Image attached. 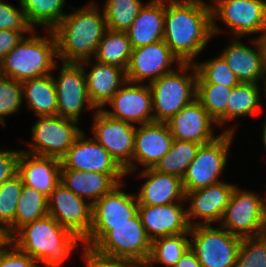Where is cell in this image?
<instances>
[{
	"label": "cell",
	"instance_id": "cell-1",
	"mask_svg": "<svg viewBox=\"0 0 266 267\" xmlns=\"http://www.w3.org/2000/svg\"><path fill=\"white\" fill-rule=\"evenodd\" d=\"M212 38L211 7L194 0H165L163 40L182 63H194Z\"/></svg>",
	"mask_w": 266,
	"mask_h": 267
},
{
	"label": "cell",
	"instance_id": "cell-2",
	"mask_svg": "<svg viewBox=\"0 0 266 267\" xmlns=\"http://www.w3.org/2000/svg\"><path fill=\"white\" fill-rule=\"evenodd\" d=\"M71 9L52 31L59 62L80 63L93 58L107 24L103 9L94 0Z\"/></svg>",
	"mask_w": 266,
	"mask_h": 267
},
{
	"label": "cell",
	"instance_id": "cell-3",
	"mask_svg": "<svg viewBox=\"0 0 266 267\" xmlns=\"http://www.w3.org/2000/svg\"><path fill=\"white\" fill-rule=\"evenodd\" d=\"M9 241L40 262L42 267H61L76 248L84 247L83 240L77 234L60 225L50 215L20 227Z\"/></svg>",
	"mask_w": 266,
	"mask_h": 267
},
{
	"label": "cell",
	"instance_id": "cell-4",
	"mask_svg": "<svg viewBox=\"0 0 266 267\" xmlns=\"http://www.w3.org/2000/svg\"><path fill=\"white\" fill-rule=\"evenodd\" d=\"M84 246L97 254L143 266L150 255L152 240L139 214L121 224H92Z\"/></svg>",
	"mask_w": 266,
	"mask_h": 267
},
{
	"label": "cell",
	"instance_id": "cell-5",
	"mask_svg": "<svg viewBox=\"0 0 266 267\" xmlns=\"http://www.w3.org/2000/svg\"><path fill=\"white\" fill-rule=\"evenodd\" d=\"M43 33L31 30L25 35L0 61V75L22 82L51 74L58 61L57 41L53 31Z\"/></svg>",
	"mask_w": 266,
	"mask_h": 267
},
{
	"label": "cell",
	"instance_id": "cell-6",
	"mask_svg": "<svg viewBox=\"0 0 266 267\" xmlns=\"http://www.w3.org/2000/svg\"><path fill=\"white\" fill-rule=\"evenodd\" d=\"M196 81L195 64L183 63L175 71L149 83L152 93L153 121L167 122L191 103L196 98Z\"/></svg>",
	"mask_w": 266,
	"mask_h": 267
},
{
	"label": "cell",
	"instance_id": "cell-7",
	"mask_svg": "<svg viewBox=\"0 0 266 267\" xmlns=\"http://www.w3.org/2000/svg\"><path fill=\"white\" fill-rule=\"evenodd\" d=\"M211 19L214 37L228 30L231 37L255 34L261 39L266 31V0H218L211 6ZM217 20L227 29L223 30Z\"/></svg>",
	"mask_w": 266,
	"mask_h": 267
},
{
	"label": "cell",
	"instance_id": "cell-8",
	"mask_svg": "<svg viewBox=\"0 0 266 267\" xmlns=\"http://www.w3.org/2000/svg\"><path fill=\"white\" fill-rule=\"evenodd\" d=\"M235 134L222 132L212 142L200 146L196 157L182 178L185 192L205 188L223 181L221 178L227 168L228 154L233 146Z\"/></svg>",
	"mask_w": 266,
	"mask_h": 267
},
{
	"label": "cell",
	"instance_id": "cell-9",
	"mask_svg": "<svg viewBox=\"0 0 266 267\" xmlns=\"http://www.w3.org/2000/svg\"><path fill=\"white\" fill-rule=\"evenodd\" d=\"M234 188L230 202L227 204L219 223L231 234L244 237H258L264 234L266 214V194Z\"/></svg>",
	"mask_w": 266,
	"mask_h": 267
},
{
	"label": "cell",
	"instance_id": "cell-10",
	"mask_svg": "<svg viewBox=\"0 0 266 267\" xmlns=\"http://www.w3.org/2000/svg\"><path fill=\"white\" fill-rule=\"evenodd\" d=\"M36 119L31 126V141H25L30 148L21 149L32 155L61 160L83 131L79 122L58 115Z\"/></svg>",
	"mask_w": 266,
	"mask_h": 267
},
{
	"label": "cell",
	"instance_id": "cell-11",
	"mask_svg": "<svg viewBox=\"0 0 266 267\" xmlns=\"http://www.w3.org/2000/svg\"><path fill=\"white\" fill-rule=\"evenodd\" d=\"M241 241L219 224L190 229V248L202 267H234Z\"/></svg>",
	"mask_w": 266,
	"mask_h": 267
},
{
	"label": "cell",
	"instance_id": "cell-12",
	"mask_svg": "<svg viewBox=\"0 0 266 267\" xmlns=\"http://www.w3.org/2000/svg\"><path fill=\"white\" fill-rule=\"evenodd\" d=\"M60 63L55 64L51 73L56 87L58 116L80 123L82 113L86 109V111H91L92 114L97 109L89 100L82 64L75 62ZM57 69L60 70L58 76H55L54 71H57Z\"/></svg>",
	"mask_w": 266,
	"mask_h": 267
},
{
	"label": "cell",
	"instance_id": "cell-13",
	"mask_svg": "<svg viewBox=\"0 0 266 267\" xmlns=\"http://www.w3.org/2000/svg\"><path fill=\"white\" fill-rule=\"evenodd\" d=\"M91 136L125 170L132 163L137 125L106 114L102 109L93 113Z\"/></svg>",
	"mask_w": 266,
	"mask_h": 267
},
{
	"label": "cell",
	"instance_id": "cell-14",
	"mask_svg": "<svg viewBox=\"0 0 266 267\" xmlns=\"http://www.w3.org/2000/svg\"><path fill=\"white\" fill-rule=\"evenodd\" d=\"M182 64L164 40H161L132 49L126 79L132 83L149 84L175 71Z\"/></svg>",
	"mask_w": 266,
	"mask_h": 267
},
{
	"label": "cell",
	"instance_id": "cell-15",
	"mask_svg": "<svg viewBox=\"0 0 266 267\" xmlns=\"http://www.w3.org/2000/svg\"><path fill=\"white\" fill-rule=\"evenodd\" d=\"M48 215L84 240L92 226V204L61 182L47 197Z\"/></svg>",
	"mask_w": 266,
	"mask_h": 267
},
{
	"label": "cell",
	"instance_id": "cell-16",
	"mask_svg": "<svg viewBox=\"0 0 266 267\" xmlns=\"http://www.w3.org/2000/svg\"><path fill=\"white\" fill-rule=\"evenodd\" d=\"M236 186L235 183L222 181L205 188L185 192L190 226L219 224Z\"/></svg>",
	"mask_w": 266,
	"mask_h": 267
},
{
	"label": "cell",
	"instance_id": "cell-17",
	"mask_svg": "<svg viewBox=\"0 0 266 267\" xmlns=\"http://www.w3.org/2000/svg\"><path fill=\"white\" fill-rule=\"evenodd\" d=\"M173 140L166 122L138 125L134 136L132 163L125 169L127 176H132L135 171L154 168L169 152Z\"/></svg>",
	"mask_w": 266,
	"mask_h": 267
},
{
	"label": "cell",
	"instance_id": "cell-18",
	"mask_svg": "<svg viewBox=\"0 0 266 267\" xmlns=\"http://www.w3.org/2000/svg\"><path fill=\"white\" fill-rule=\"evenodd\" d=\"M102 110L113 118L137 126L154 122L152 93L148 84L126 81Z\"/></svg>",
	"mask_w": 266,
	"mask_h": 267
},
{
	"label": "cell",
	"instance_id": "cell-19",
	"mask_svg": "<svg viewBox=\"0 0 266 267\" xmlns=\"http://www.w3.org/2000/svg\"><path fill=\"white\" fill-rule=\"evenodd\" d=\"M246 45L239 37H231L219 54L234 72L239 82L260 84L266 79L265 49L261 39L251 37Z\"/></svg>",
	"mask_w": 266,
	"mask_h": 267
},
{
	"label": "cell",
	"instance_id": "cell-20",
	"mask_svg": "<svg viewBox=\"0 0 266 267\" xmlns=\"http://www.w3.org/2000/svg\"><path fill=\"white\" fill-rule=\"evenodd\" d=\"M65 169L97 172L108 175H127L125 170L85 130L76 138L67 154L61 159Z\"/></svg>",
	"mask_w": 266,
	"mask_h": 267
},
{
	"label": "cell",
	"instance_id": "cell-21",
	"mask_svg": "<svg viewBox=\"0 0 266 267\" xmlns=\"http://www.w3.org/2000/svg\"><path fill=\"white\" fill-rule=\"evenodd\" d=\"M166 124L174 139L191 141L201 145L215 140L219 134H215V120L203 108L195 98L191 103L172 116Z\"/></svg>",
	"mask_w": 266,
	"mask_h": 267
},
{
	"label": "cell",
	"instance_id": "cell-22",
	"mask_svg": "<svg viewBox=\"0 0 266 267\" xmlns=\"http://www.w3.org/2000/svg\"><path fill=\"white\" fill-rule=\"evenodd\" d=\"M138 214L152 241L160 237L190 233L191 226L185 202L156 206L138 205Z\"/></svg>",
	"mask_w": 266,
	"mask_h": 267
},
{
	"label": "cell",
	"instance_id": "cell-23",
	"mask_svg": "<svg viewBox=\"0 0 266 267\" xmlns=\"http://www.w3.org/2000/svg\"><path fill=\"white\" fill-rule=\"evenodd\" d=\"M137 172V177L145 179L135 192L138 205H166L175 202H185V191L182 179L175 175L161 173L154 168Z\"/></svg>",
	"mask_w": 266,
	"mask_h": 267
},
{
	"label": "cell",
	"instance_id": "cell-24",
	"mask_svg": "<svg viewBox=\"0 0 266 267\" xmlns=\"http://www.w3.org/2000/svg\"><path fill=\"white\" fill-rule=\"evenodd\" d=\"M80 63L85 73L89 100L96 109H102L127 81L126 71L93 58Z\"/></svg>",
	"mask_w": 266,
	"mask_h": 267
},
{
	"label": "cell",
	"instance_id": "cell-25",
	"mask_svg": "<svg viewBox=\"0 0 266 267\" xmlns=\"http://www.w3.org/2000/svg\"><path fill=\"white\" fill-rule=\"evenodd\" d=\"M18 175L24 185L35 188L48 197L61 182V160L36 156L21 150Z\"/></svg>",
	"mask_w": 266,
	"mask_h": 267
},
{
	"label": "cell",
	"instance_id": "cell-26",
	"mask_svg": "<svg viewBox=\"0 0 266 267\" xmlns=\"http://www.w3.org/2000/svg\"><path fill=\"white\" fill-rule=\"evenodd\" d=\"M126 176L70 170L61 165V183L92 205L105 194L111 192L117 185L124 182Z\"/></svg>",
	"mask_w": 266,
	"mask_h": 267
},
{
	"label": "cell",
	"instance_id": "cell-27",
	"mask_svg": "<svg viewBox=\"0 0 266 267\" xmlns=\"http://www.w3.org/2000/svg\"><path fill=\"white\" fill-rule=\"evenodd\" d=\"M125 185L120 183L92 205V224L127 223L138 214L135 193L126 192Z\"/></svg>",
	"mask_w": 266,
	"mask_h": 267
},
{
	"label": "cell",
	"instance_id": "cell-28",
	"mask_svg": "<svg viewBox=\"0 0 266 267\" xmlns=\"http://www.w3.org/2000/svg\"><path fill=\"white\" fill-rule=\"evenodd\" d=\"M165 0H149L126 31L131 47L139 48L164 39Z\"/></svg>",
	"mask_w": 266,
	"mask_h": 267
},
{
	"label": "cell",
	"instance_id": "cell-29",
	"mask_svg": "<svg viewBox=\"0 0 266 267\" xmlns=\"http://www.w3.org/2000/svg\"><path fill=\"white\" fill-rule=\"evenodd\" d=\"M23 103L36 117L57 116V94L52 74L21 82Z\"/></svg>",
	"mask_w": 266,
	"mask_h": 267
},
{
	"label": "cell",
	"instance_id": "cell-30",
	"mask_svg": "<svg viewBox=\"0 0 266 267\" xmlns=\"http://www.w3.org/2000/svg\"><path fill=\"white\" fill-rule=\"evenodd\" d=\"M260 84L240 82L232 88L226 106V125L236 122L239 118H252L260 113L262 103V89Z\"/></svg>",
	"mask_w": 266,
	"mask_h": 267
},
{
	"label": "cell",
	"instance_id": "cell-31",
	"mask_svg": "<svg viewBox=\"0 0 266 267\" xmlns=\"http://www.w3.org/2000/svg\"><path fill=\"white\" fill-rule=\"evenodd\" d=\"M231 93V87L214 83H196V99L215 120L217 127H222V132L236 133V124L226 127V106Z\"/></svg>",
	"mask_w": 266,
	"mask_h": 267
},
{
	"label": "cell",
	"instance_id": "cell-32",
	"mask_svg": "<svg viewBox=\"0 0 266 267\" xmlns=\"http://www.w3.org/2000/svg\"><path fill=\"white\" fill-rule=\"evenodd\" d=\"M28 25L37 30H53L67 14L64 7L66 0H20Z\"/></svg>",
	"mask_w": 266,
	"mask_h": 267
},
{
	"label": "cell",
	"instance_id": "cell-33",
	"mask_svg": "<svg viewBox=\"0 0 266 267\" xmlns=\"http://www.w3.org/2000/svg\"><path fill=\"white\" fill-rule=\"evenodd\" d=\"M48 215L47 197L24 185L18 199L15 220L4 230L9 239L20 227Z\"/></svg>",
	"mask_w": 266,
	"mask_h": 267
},
{
	"label": "cell",
	"instance_id": "cell-34",
	"mask_svg": "<svg viewBox=\"0 0 266 267\" xmlns=\"http://www.w3.org/2000/svg\"><path fill=\"white\" fill-rule=\"evenodd\" d=\"M131 53L132 47L127 32L107 29L97 46L93 59L126 71Z\"/></svg>",
	"mask_w": 266,
	"mask_h": 267
},
{
	"label": "cell",
	"instance_id": "cell-35",
	"mask_svg": "<svg viewBox=\"0 0 266 267\" xmlns=\"http://www.w3.org/2000/svg\"><path fill=\"white\" fill-rule=\"evenodd\" d=\"M189 248L190 233L154 239L149 258L143 266L154 267L155 264H161L165 267H174Z\"/></svg>",
	"mask_w": 266,
	"mask_h": 267
},
{
	"label": "cell",
	"instance_id": "cell-36",
	"mask_svg": "<svg viewBox=\"0 0 266 267\" xmlns=\"http://www.w3.org/2000/svg\"><path fill=\"white\" fill-rule=\"evenodd\" d=\"M201 144L174 139L169 152L157 163L155 170L171 174L180 179L194 160Z\"/></svg>",
	"mask_w": 266,
	"mask_h": 267
},
{
	"label": "cell",
	"instance_id": "cell-37",
	"mask_svg": "<svg viewBox=\"0 0 266 267\" xmlns=\"http://www.w3.org/2000/svg\"><path fill=\"white\" fill-rule=\"evenodd\" d=\"M144 4L142 0H105L101 7L107 29L126 32Z\"/></svg>",
	"mask_w": 266,
	"mask_h": 267
},
{
	"label": "cell",
	"instance_id": "cell-38",
	"mask_svg": "<svg viewBox=\"0 0 266 267\" xmlns=\"http://www.w3.org/2000/svg\"><path fill=\"white\" fill-rule=\"evenodd\" d=\"M194 64L197 69L196 83H214L231 88L240 83L218 52L215 57L205 61H195Z\"/></svg>",
	"mask_w": 266,
	"mask_h": 267
},
{
	"label": "cell",
	"instance_id": "cell-39",
	"mask_svg": "<svg viewBox=\"0 0 266 267\" xmlns=\"http://www.w3.org/2000/svg\"><path fill=\"white\" fill-rule=\"evenodd\" d=\"M23 105V87L20 81L0 75V125L7 126L5 117L20 112Z\"/></svg>",
	"mask_w": 266,
	"mask_h": 267
},
{
	"label": "cell",
	"instance_id": "cell-40",
	"mask_svg": "<svg viewBox=\"0 0 266 267\" xmlns=\"http://www.w3.org/2000/svg\"><path fill=\"white\" fill-rule=\"evenodd\" d=\"M24 184L17 174L0 186V227L5 230L14 220Z\"/></svg>",
	"mask_w": 266,
	"mask_h": 267
},
{
	"label": "cell",
	"instance_id": "cell-41",
	"mask_svg": "<svg viewBox=\"0 0 266 267\" xmlns=\"http://www.w3.org/2000/svg\"><path fill=\"white\" fill-rule=\"evenodd\" d=\"M234 267H266V236L242 238Z\"/></svg>",
	"mask_w": 266,
	"mask_h": 267
},
{
	"label": "cell",
	"instance_id": "cell-42",
	"mask_svg": "<svg viewBox=\"0 0 266 267\" xmlns=\"http://www.w3.org/2000/svg\"><path fill=\"white\" fill-rule=\"evenodd\" d=\"M0 0V29L4 30H33L27 23L21 1L20 7Z\"/></svg>",
	"mask_w": 266,
	"mask_h": 267
},
{
	"label": "cell",
	"instance_id": "cell-43",
	"mask_svg": "<svg viewBox=\"0 0 266 267\" xmlns=\"http://www.w3.org/2000/svg\"><path fill=\"white\" fill-rule=\"evenodd\" d=\"M40 264V265H39ZM0 267H42L41 263L17 249L10 241L0 250Z\"/></svg>",
	"mask_w": 266,
	"mask_h": 267
},
{
	"label": "cell",
	"instance_id": "cell-44",
	"mask_svg": "<svg viewBox=\"0 0 266 267\" xmlns=\"http://www.w3.org/2000/svg\"><path fill=\"white\" fill-rule=\"evenodd\" d=\"M21 149L0 148V186L18 174Z\"/></svg>",
	"mask_w": 266,
	"mask_h": 267
},
{
	"label": "cell",
	"instance_id": "cell-45",
	"mask_svg": "<svg viewBox=\"0 0 266 267\" xmlns=\"http://www.w3.org/2000/svg\"><path fill=\"white\" fill-rule=\"evenodd\" d=\"M80 255L86 267H135L128 261L99 255L93 249L85 246Z\"/></svg>",
	"mask_w": 266,
	"mask_h": 267
},
{
	"label": "cell",
	"instance_id": "cell-46",
	"mask_svg": "<svg viewBox=\"0 0 266 267\" xmlns=\"http://www.w3.org/2000/svg\"><path fill=\"white\" fill-rule=\"evenodd\" d=\"M31 30L0 29V61L9 53Z\"/></svg>",
	"mask_w": 266,
	"mask_h": 267
},
{
	"label": "cell",
	"instance_id": "cell-47",
	"mask_svg": "<svg viewBox=\"0 0 266 267\" xmlns=\"http://www.w3.org/2000/svg\"><path fill=\"white\" fill-rule=\"evenodd\" d=\"M174 267H202L195 253L189 248Z\"/></svg>",
	"mask_w": 266,
	"mask_h": 267
},
{
	"label": "cell",
	"instance_id": "cell-48",
	"mask_svg": "<svg viewBox=\"0 0 266 267\" xmlns=\"http://www.w3.org/2000/svg\"><path fill=\"white\" fill-rule=\"evenodd\" d=\"M264 117L265 118H263L264 120H263L262 124H260L261 126H263L261 128L262 130H260V131H262L261 138H262L263 147H264L265 152H266V115Z\"/></svg>",
	"mask_w": 266,
	"mask_h": 267
},
{
	"label": "cell",
	"instance_id": "cell-49",
	"mask_svg": "<svg viewBox=\"0 0 266 267\" xmlns=\"http://www.w3.org/2000/svg\"><path fill=\"white\" fill-rule=\"evenodd\" d=\"M9 242L5 231L0 227V250Z\"/></svg>",
	"mask_w": 266,
	"mask_h": 267
},
{
	"label": "cell",
	"instance_id": "cell-50",
	"mask_svg": "<svg viewBox=\"0 0 266 267\" xmlns=\"http://www.w3.org/2000/svg\"><path fill=\"white\" fill-rule=\"evenodd\" d=\"M261 86L263 87V88H261L263 91H262V97L264 96V99H262V100H264V101H262V103H264L265 102V100H266V79L262 82V84H261ZM266 112V111H265ZM266 115V114H265Z\"/></svg>",
	"mask_w": 266,
	"mask_h": 267
},
{
	"label": "cell",
	"instance_id": "cell-51",
	"mask_svg": "<svg viewBox=\"0 0 266 267\" xmlns=\"http://www.w3.org/2000/svg\"><path fill=\"white\" fill-rule=\"evenodd\" d=\"M194 1H197V2H199V3H202V4H204V5H207V6L211 7V6H213L218 0H210L209 3H208L207 1H205V0H194ZM210 3H212V4H210Z\"/></svg>",
	"mask_w": 266,
	"mask_h": 267
},
{
	"label": "cell",
	"instance_id": "cell-52",
	"mask_svg": "<svg viewBox=\"0 0 266 267\" xmlns=\"http://www.w3.org/2000/svg\"><path fill=\"white\" fill-rule=\"evenodd\" d=\"M263 45H264V49H265V57H266V31L264 33V35L261 38Z\"/></svg>",
	"mask_w": 266,
	"mask_h": 267
},
{
	"label": "cell",
	"instance_id": "cell-53",
	"mask_svg": "<svg viewBox=\"0 0 266 267\" xmlns=\"http://www.w3.org/2000/svg\"><path fill=\"white\" fill-rule=\"evenodd\" d=\"M264 235L266 236V214H265V228H264Z\"/></svg>",
	"mask_w": 266,
	"mask_h": 267
}]
</instances>
